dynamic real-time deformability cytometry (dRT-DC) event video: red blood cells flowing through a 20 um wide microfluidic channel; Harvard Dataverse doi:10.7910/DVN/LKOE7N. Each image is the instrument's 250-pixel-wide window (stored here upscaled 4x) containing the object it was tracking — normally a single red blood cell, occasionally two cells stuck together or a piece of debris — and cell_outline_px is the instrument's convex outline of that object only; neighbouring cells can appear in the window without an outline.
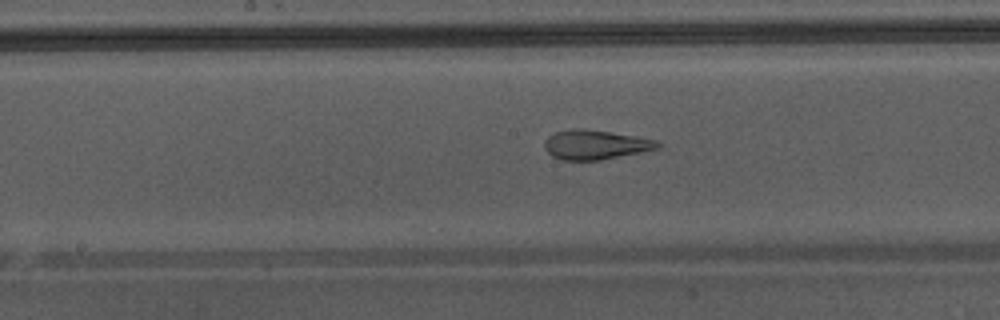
{"species": "Egyptian fruit bat (a non-hibernating species)", "species_latin": "Rousettus aegyptiacus", "temperature_condition": "warm", "stored_images_in_passage": 34, "camera_frame_rate_fps": 3000, "um_per_image_px": 0.085, "animal": {"sex": "male"}, "frame": {"image": 1, "passage_image": 15, "time_ms": 4.667, "image_size_px": [1000, 320], "cell_outline_px": [[664, 144], [660, 148], [600, 160], [564, 160], [552, 156], [544, 148], [544, 140], [548, 136], [556, 132], [572, 128], [584, 128], [636, 136], [656, 140]], "centroid_in_image_um": [50.61, 12.29], "position_along_channel_um": 197.6, "area_um2": 19.48}}
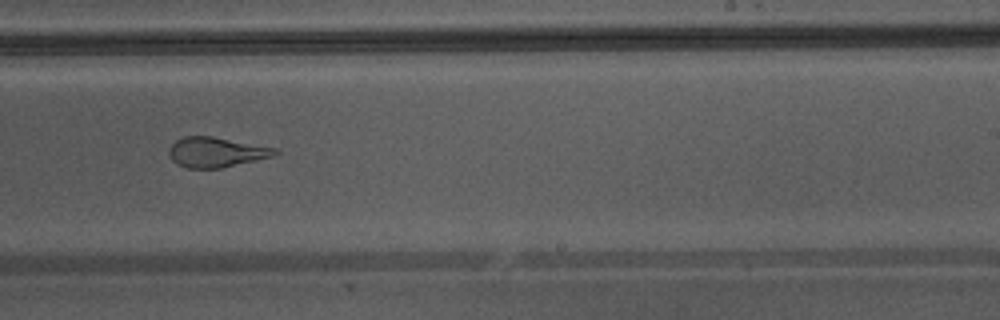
{"frame": {"image": 2, "passage_image": 20, "time_ms": 6.333, "image_size_px": [1000, 320], "cell_outline_px": [[280, 152], [272, 156], [220, 168], [188, 168], [176, 164], [172, 160], [168, 152], [168, 148], [176, 140], [184, 136], [212, 136], [276, 148]], "centroid_in_image_um": [18.33, 12.93], "position_along_channel_um": 270.7, "area_um2": 18.38}}